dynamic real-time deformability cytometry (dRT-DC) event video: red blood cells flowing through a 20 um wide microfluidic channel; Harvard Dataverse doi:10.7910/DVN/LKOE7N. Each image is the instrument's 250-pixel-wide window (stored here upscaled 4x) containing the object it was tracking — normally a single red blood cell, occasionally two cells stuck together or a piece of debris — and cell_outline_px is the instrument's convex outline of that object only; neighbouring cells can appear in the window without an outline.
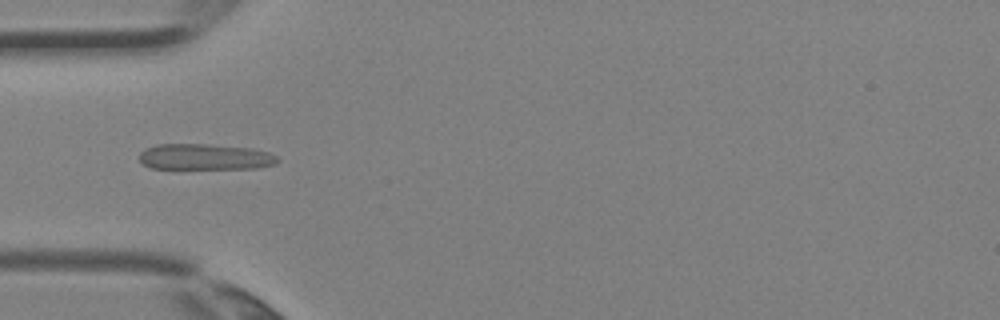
{"species": "Egyptian fruit bat (a non-hibernating species)", "species_latin": "Rousettus aegyptiacus", "temperature_condition": "room temperature", "stored_images_in_passage": 3, "camera_frame_rate_fps": 3000, "um_per_image_px": 0.085, "animal": {"sex": "female"}, "frame": {"image": 1, "passage_image": 3, "time_ms": 0.667, "image_size_px": [1000, 320], "cell_outline_px": [[280, 160], [276, 164], [256, 168], [152, 168], [144, 164], [140, 160], [140, 152], [144, 148], [156, 144], [208, 144], [252, 148], [268, 152], [276, 156]], "centroid_in_image_um": [17.43, 13.32], "position_along_channel_um": 67.6, "area_um2": 20.87}}